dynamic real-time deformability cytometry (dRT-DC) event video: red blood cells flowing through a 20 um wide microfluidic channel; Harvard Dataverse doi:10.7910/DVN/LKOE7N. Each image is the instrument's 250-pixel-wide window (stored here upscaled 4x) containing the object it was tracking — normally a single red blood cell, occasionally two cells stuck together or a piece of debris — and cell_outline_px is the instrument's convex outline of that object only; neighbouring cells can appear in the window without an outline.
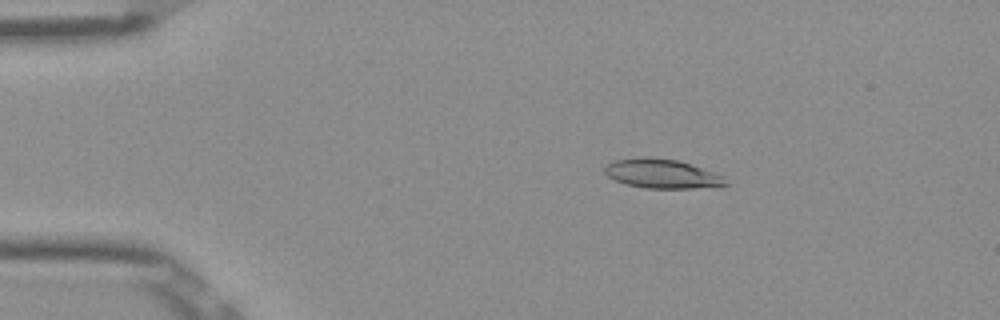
{"species": "Egyptian fruit bat (a non-hibernating species)", "species_latin": "Rousettus aegyptiacus", "temperature_condition": "room temperature", "stored_images_in_passage": 53, "camera_frame_rate_fps": 3000, "um_per_image_px": 0.085, "frame": {"image": 1, "passage_image": 10, "time_ms": 3.0, "image_size_px": [1000, 320], "cell_outline_px": [[728, 184], [720, 188], [644, 188], [628, 184], [616, 180], [608, 176], [604, 172], [604, 168], [612, 160], [676, 160], [724, 176]], "centroid_in_image_um": [56.36, 14.84], "position_along_channel_um": 28.6, "area_um2": 19.65}}
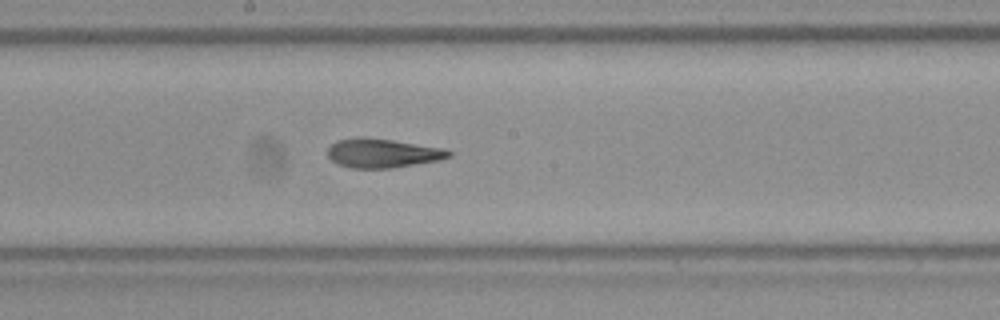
{"frame": {"image": 2, "passage_image": 29, "time_ms": 9.333, "image_size_px": [1000, 320], "cell_outline_px": [[452, 156], [436, 160], [392, 168], [352, 168], [336, 164], [328, 156], [328, 148], [336, 140], [360, 136], [392, 140], [444, 148], [452, 152]], "centroid_in_image_um": [32.48, 13.01], "position_along_channel_um": 215.7, "area_um2": 20.46}}
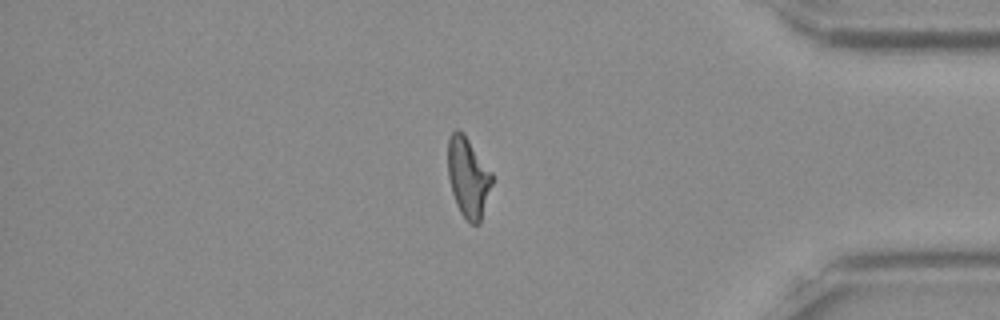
{"frame": {"image": 3, "passage_image": 45, "time_ms": 14.667, "image_size_px": [1000, 320], "cell_outline_px": [[492, 184], [480, 224], [472, 224], [460, 212], [456, 204], [452, 192], [448, 176], [448, 140], [452, 132], [456, 128], [468, 140], [492, 172]], "centroid_in_image_um": [39.79, 15.1], "position_along_channel_um": 395.4, "area_um2": 20.23}, "authors_computed_cell_mechanics": {"area_um2": 20.6346, "velocity_mm_per_s": 3.9064, "shape_relaxation_time_tau1_ms": null, "shape_relaxation_time_tau2_ms": 2.0316, "deformation_change_tau1": null, "deformation_change_tau2": 0.1053}}